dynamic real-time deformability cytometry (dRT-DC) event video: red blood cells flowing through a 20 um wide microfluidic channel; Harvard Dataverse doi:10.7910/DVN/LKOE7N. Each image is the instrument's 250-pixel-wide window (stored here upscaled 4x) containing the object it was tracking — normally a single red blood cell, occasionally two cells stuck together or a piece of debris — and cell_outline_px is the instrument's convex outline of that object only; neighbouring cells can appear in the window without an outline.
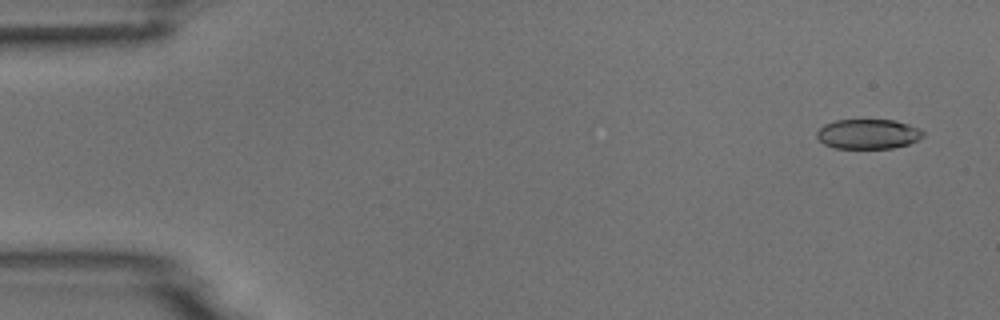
{"species": "common noctule bat (a hibernating species)", "species_latin": "Nyctalus noctula", "temperature_condition": "room temperature", "stored_images_in_passage": 4, "camera_frame_rate_fps": 3000, "um_per_image_px": 0.085, "animal": {"sex": "male", "body_mass_g": 18.8}, "frame": {"image": 1, "passage_image": 1, "time_ms": 0.0, "image_size_px": [1000, 320], "cell_outline_px": [[924, 136], [908, 144], [892, 148], [832, 148], [824, 144], [816, 136], [816, 132], [824, 124], [836, 120], [892, 120], [908, 124], [920, 128], [924, 132]], "centroid_in_image_um": [73.77, 11.39], "position_along_channel_um": 11.2, "area_um2": 18.44}}
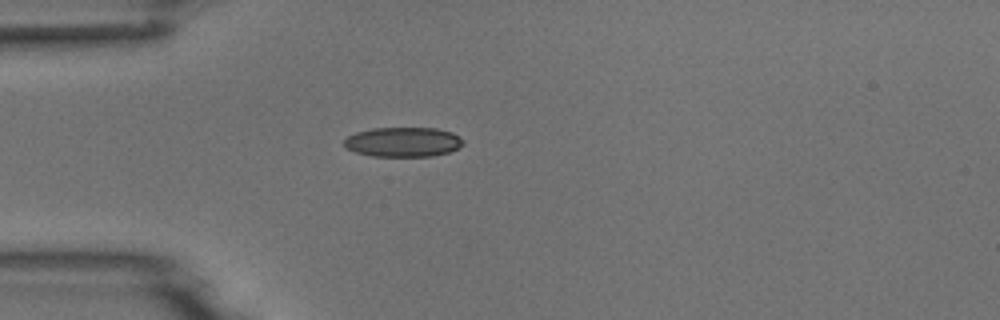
{"frame": {"image": 2, "passage_image": 4, "time_ms": 4.0, "image_size_px": [1000, 320], "cell_outline_px": [[464, 144], [448, 152], [432, 156], [372, 156], [356, 152], [348, 148], [344, 144], [344, 140], [348, 136], [356, 132], [372, 128], [436, 128], [452, 132], [464, 140]], "centroid_in_image_um": [34.27, 12.06], "position_along_channel_um": 50.7, "area_um2": 20.46}}